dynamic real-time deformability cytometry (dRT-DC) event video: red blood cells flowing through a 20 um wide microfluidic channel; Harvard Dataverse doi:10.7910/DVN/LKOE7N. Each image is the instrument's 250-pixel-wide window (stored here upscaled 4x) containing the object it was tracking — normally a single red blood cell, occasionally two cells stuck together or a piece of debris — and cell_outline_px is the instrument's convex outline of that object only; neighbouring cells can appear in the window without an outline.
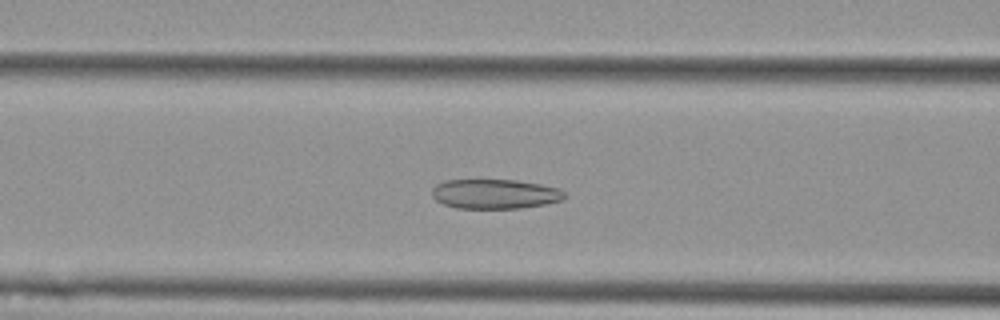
{"species": "Egyptian fruit bat (a non-hibernating species)", "species_latin": "Rousettus aegyptiacus", "temperature_condition": "cold", "stored_images_in_passage": 54, "camera_frame_rate_fps": 3000, "um_per_image_px": 0.085, "animal": {"sex": "female"}, "frame": {"image": 1, "passage_image": 21, "time_ms": 6.667, "image_size_px": [1000, 320], "cell_outline_px": [[564, 196], [560, 200], [544, 204], [520, 208], [456, 208], [444, 204], [436, 200], [432, 196], [432, 188], [436, 184], [444, 180], [516, 180], [540, 184], [560, 188], [564, 192]], "centroid_in_image_um": [42.03, 16.48], "position_along_channel_um": 124.6, "area_um2": 22.77}}
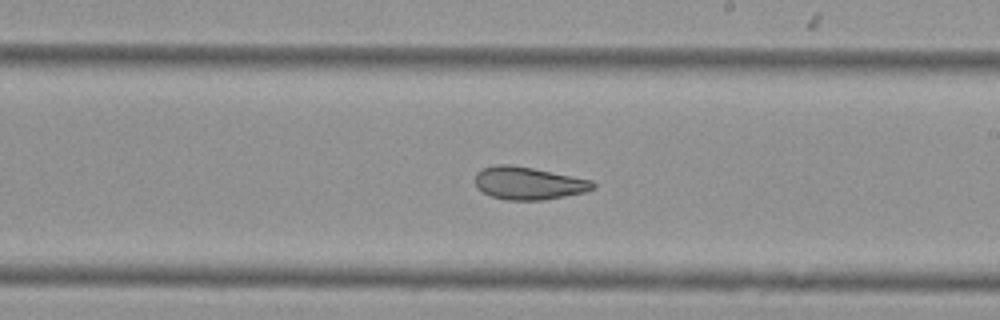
{"frame": {"image": 2, "passage_image": 31, "time_ms": 10.0, "image_size_px": [1000, 320], "cell_outline_px": [[596, 188], [584, 192], [544, 200], [504, 200], [492, 196], [476, 188], [476, 172], [484, 168], [496, 164], [512, 164], [592, 180], [596, 184]], "centroid_in_image_um": [44.92, 15.57], "position_along_channel_um": 244.1, "area_um2": 22.43}}
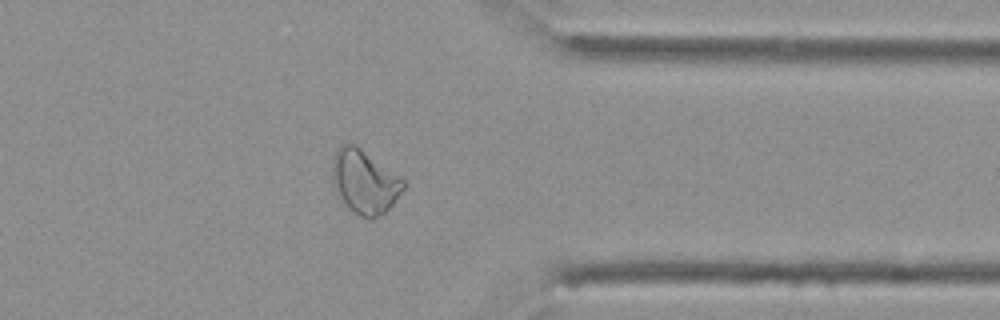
{"frame": {"image": 3, "passage_image": 43, "time_ms": 14.0, "image_size_px": [1000, 320], "cell_outline_px": [[404, 188], [392, 204], [384, 212], [372, 220], [368, 220], [352, 212], [348, 208], [332, 184], [332, 156], [336, 148], [340, 144], [356, 144], [404, 180]], "centroid_in_image_um": [30.94, 15.44], "position_along_channel_um": 380.5, "area_um2": 26.36}, "authors_computed_cell_mechanics": {"area_um2": 27.3105, "velocity_mm_per_s": 3.5975, "shape_relaxation_time_tau1_ms": null, "shape_relaxation_time_tau2_ms": 2.3255, "deformation_change_tau1": null, "deformation_change_tau2": 0.0847}}